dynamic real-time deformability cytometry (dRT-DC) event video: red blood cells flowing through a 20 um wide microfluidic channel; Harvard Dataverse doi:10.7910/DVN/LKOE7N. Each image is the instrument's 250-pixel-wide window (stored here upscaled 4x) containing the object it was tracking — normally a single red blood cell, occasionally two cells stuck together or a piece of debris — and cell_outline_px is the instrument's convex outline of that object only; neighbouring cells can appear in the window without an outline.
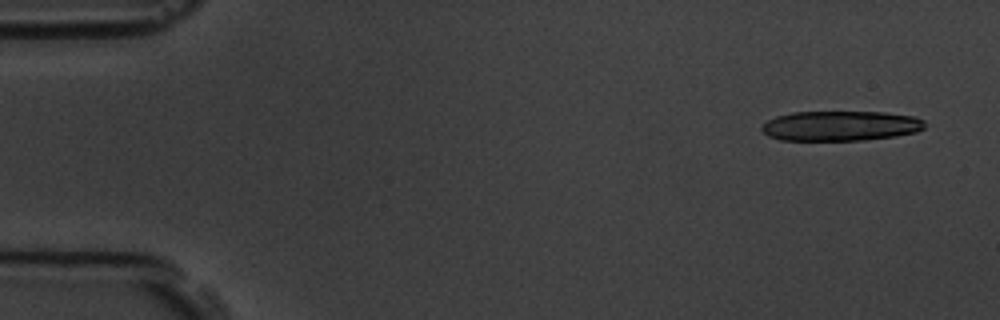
{"species": "common noctule bat (a hibernating species)", "species_latin": "Nyctalus noctula", "temperature_condition": "room temperature", "stored_images_in_passage": 4, "camera_frame_rate_fps": 3000, "um_per_image_px": 0.085, "animal": {"sex": "male", "body_mass_g": 19.5, "forearm_length_mm": 54.6}, "frame": {"image": 1, "passage_image": 1, "time_ms": 0.0, "image_size_px": [1000, 320], "cell_outline_px": [[924, 128], [916, 132], [896, 136], [864, 140], [780, 140], [768, 136], [760, 128], [768, 120], [776, 116], [792, 112], [884, 112], [916, 116], [924, 120]], "centroid_in_image_um": [71.46, 10.69], "position_along_channel_um": 13.5, "area_um2": 28.55}}